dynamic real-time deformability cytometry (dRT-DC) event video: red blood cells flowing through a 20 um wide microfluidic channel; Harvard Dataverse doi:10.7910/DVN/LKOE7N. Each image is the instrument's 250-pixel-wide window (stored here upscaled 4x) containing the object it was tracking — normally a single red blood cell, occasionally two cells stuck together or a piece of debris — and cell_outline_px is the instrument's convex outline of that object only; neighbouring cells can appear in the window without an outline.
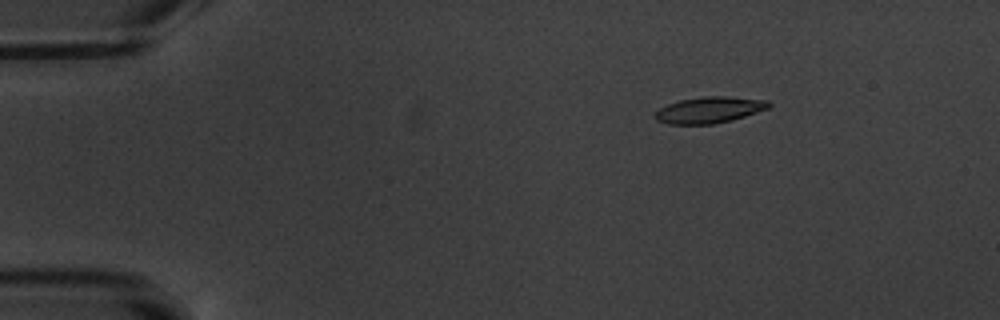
{"species": "common noctule bat (a hibernating species)", "species_latin": "Nyctalus noctula", "temperature_condition": "warm", "stored_images_in_passage": 9, "camera_frame_rate_fps": 3000, "um_per_image_px": 0.085, "animal": {"sex": "male", "body_mass_g": 20.1, "forearm_length_mm": 53.5}, "frame": {"image": 1, "passage_image": 3, "time_ms": 2.333, "image_size_px": [1000, 320], "cell_outline_px": [[772, 104], [768, 108], [732, 120], [712, 124], [668, 124], [656, 120], [652, 116], [660, 108], [668, 104], [680, 100], [704, 96], [728, 96], [768, 100]], "centroid_in_image_um": [60.28, 9.34], "position_along_channel_um": 24.7, "area_um2": 17.4}}
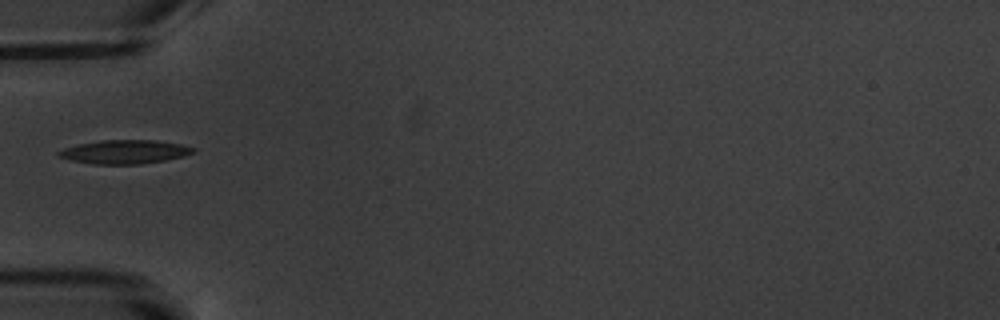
{"frame": {"image": 2, "passage_image": 6, "time_ms": 6.0, "image_size_px": [1000, 320], "cell_outline_px": [[196, 148], [192, 152], [184, 156], [164, 160], [140, 164], [92, 164], [72, 160], [56, 156], [56, 152], [64, 148], [80, 144], [100, 140], [156, 140], [180, 144]], "centroid_in_image_um": [10.57, 12.9], "position_along_channel_um": 74.4, "area_um2": 18.5}}